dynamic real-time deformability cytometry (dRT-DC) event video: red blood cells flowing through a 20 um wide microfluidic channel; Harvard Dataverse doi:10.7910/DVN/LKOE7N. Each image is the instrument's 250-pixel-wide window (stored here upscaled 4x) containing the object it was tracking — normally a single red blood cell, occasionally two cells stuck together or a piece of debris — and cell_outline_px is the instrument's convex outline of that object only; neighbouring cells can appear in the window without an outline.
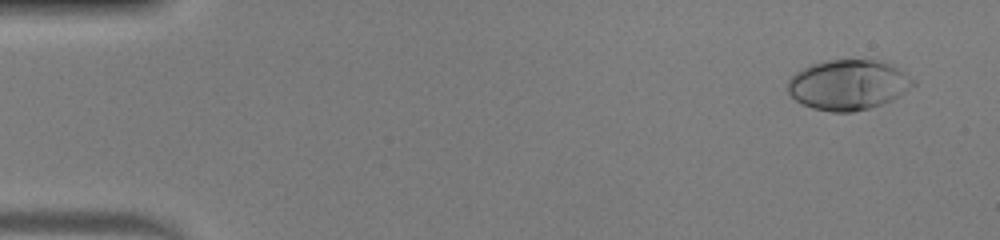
{"species": "human", "species_latin": "Homo sapiens", "temperature_condition": "warm", "stored_images_in_passage": 48, "camera_frame_rate_fps": 3000, "um_per_image_px": 0.085, "donor": {"sex": "male"}, "frame": {"image": 1, "passage_image": 3, "time_ms": 0.667, "image_size_px": [1000, 240], "cell_outline_px": [[916, 84], [896, 96], [880, 104], [868, 108], [852, 112], [832, 112], [812, 108], [796, 100], [788, 92], [788, 80], [796, 72], [812, 64], [828, 60], [880, 60], [904, 72], [916, 80]], "centroid_in_image_um": [72.08, 7.2], "position_along_channel_um": 12.9, "area_um2": 36.13}}
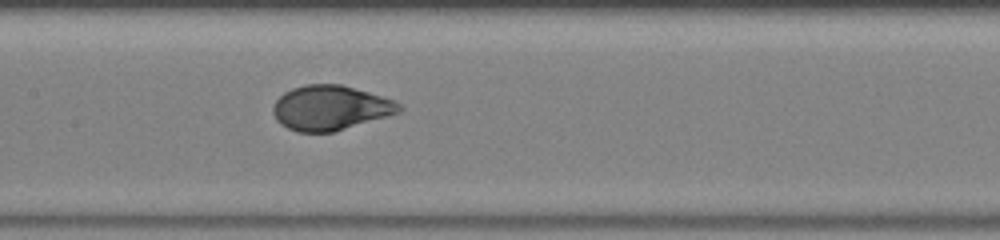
{"frame": {"image": 2, "passage_image": 24, "time_ms": 7.667, "image_size_px": [1000, 240], "cell_outline_px": [[404, 108], [400, 112], [388, 116], [332, 132], [296, 132], [280, 124], [276, 120], [272, 112], [272, 108], [276, 100], [284, 92], [292, 88], [304, 84], [340, 84], [396, 100]], "centroid_in_image_um": [28.07, 9.16], "position_along_channel_um": 179.3, "area_um2": 32.95}}
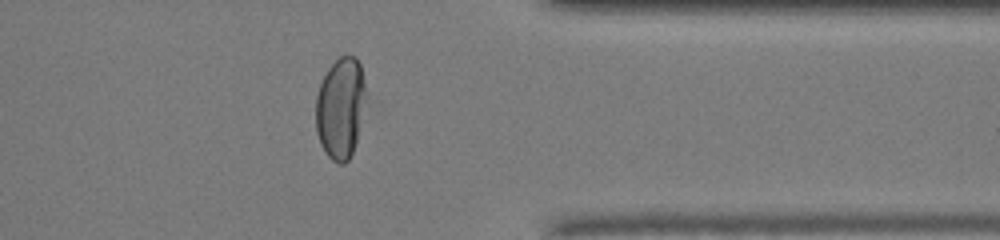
{"frame": {"image": 3, "passage_image": 39, "time_ms": 12.667, "image_size_px": [1000, 240], "cell_outline_px": [[368, 104], [352, 152], [348, 160], [344, 164], [340, 164], [332, 160], [324, 152], [320, 144], [316, 132], [316, 96], [320, 84], [328, 68], [340, 56], [356, 56], [360, 64], [368, 100]], "centroid_in_image_um": [28.97, 9.19], "position_along_channel_um": 382.4, "area_um2": 30.06}, "authors_computed_cell_mechanics": {"area_um2": 33.9575, "velocity_mm_per_s": 4.2543, "shape_relaxation_time_tau1_ms": 4.0322, "shape_relaxation_time_tau2_ms": null, "deformation_change_tau1": 0.2402, "deformation_change_tau2": null}}